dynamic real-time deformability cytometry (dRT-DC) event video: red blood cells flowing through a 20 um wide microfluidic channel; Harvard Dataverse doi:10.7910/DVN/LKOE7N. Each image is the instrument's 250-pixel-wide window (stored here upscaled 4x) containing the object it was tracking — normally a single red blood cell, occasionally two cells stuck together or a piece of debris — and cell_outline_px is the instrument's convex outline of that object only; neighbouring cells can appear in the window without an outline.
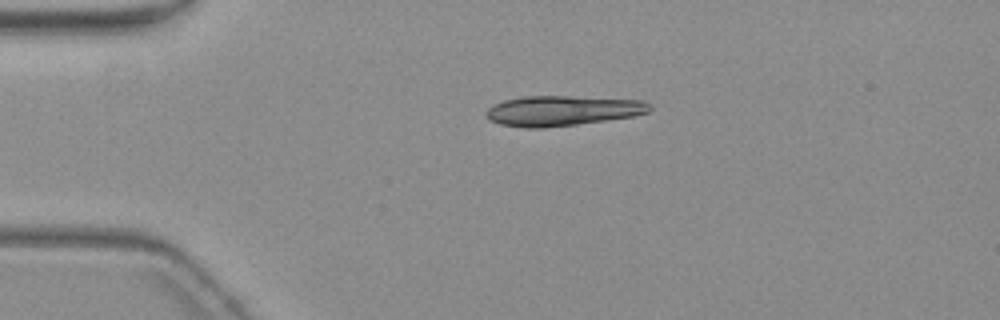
{"species": "common noctule bat (a hibernating species)", "species_latin": "Nyctalus noctula", "temperature_condition": "warm", "stored_images_in_passage": 5, "camera_frame_rate_fps": 3000, "um_per_image_px": 0.085, "animal": {"sex": "female", "body_mass_g": 19.3, "forearm_length_mm": 54.1}, "frame": {"image": 1, "passage_image": 5, "time_ms": 6.0, "image_size_px": [1000, 320], "cell_outline_px": [[652, 108], [648, 112], [632, 116], [576, 124], [544, 128], [524, 128], [500, 124], [488, 120], [484, 116], [484, 112], [492, 104], [504, 100], [524, 96], [572, 96], [644, 100], [652, 104]], "centroid_in_image_um": [47.75, 9.4], "position_along_channel_um": 37.2, "area_um2": 28.96}}